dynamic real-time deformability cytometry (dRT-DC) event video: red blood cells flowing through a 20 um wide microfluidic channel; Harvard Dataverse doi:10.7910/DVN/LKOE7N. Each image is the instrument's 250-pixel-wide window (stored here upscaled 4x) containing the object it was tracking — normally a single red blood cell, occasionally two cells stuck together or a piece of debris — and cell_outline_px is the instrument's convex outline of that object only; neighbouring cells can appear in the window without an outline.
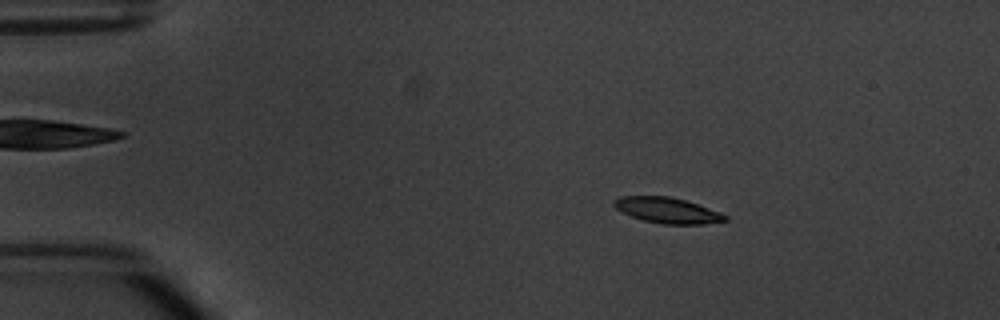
{"species": "common noctule bat (a hibernating species)", "species_latin": "Nyctalus noctula", "temperature_condition": "warm", "stored_images_in_passage": 5, "camera_frame_rate_fps": 3000, "um_per_image_px": 0.085, "animal": {"sex": "male", "body_mass_g": 20.1, "forearm_length_mm": 53.5}, "frame": {"image": 1, "passage_image": 3, "time_ms": 2.333, "image_size_px": [1000, 320], "cell_outline_px": [[728, 220], [704, 224], [664, 224], [644, 220], [632, 216], [616, 208], [612, 204], [612, 200], [620, 196], [668, 196], [684, 200], [720, 212], [728, 216]], "centroid_in_image_um": [56.72, 17.87], "position_along_channel_um": 28.3, "area_um2": 16.42}}